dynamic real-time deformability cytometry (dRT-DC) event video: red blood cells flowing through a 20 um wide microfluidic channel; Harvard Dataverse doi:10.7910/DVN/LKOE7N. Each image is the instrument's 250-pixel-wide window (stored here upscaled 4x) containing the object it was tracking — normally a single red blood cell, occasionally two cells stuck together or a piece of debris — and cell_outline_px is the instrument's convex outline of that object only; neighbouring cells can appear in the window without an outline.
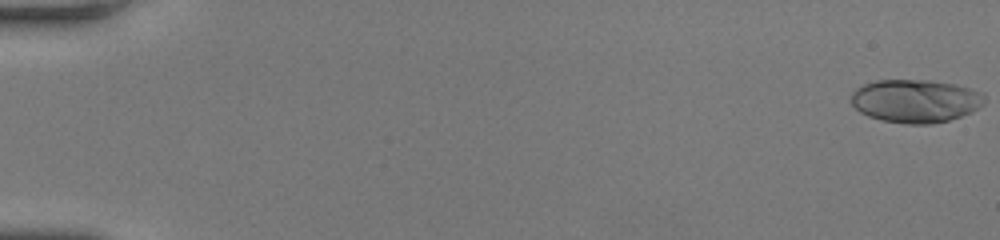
{"species": "human", "species_latin": "Homo sapiens", "temperature_condition": "room temperature", "stored_images_in_passage": 58, "camera_frame_rate_fps": 3000, "um_per_image_px": 0.085, "donor": {"sex": "female"}, "frame": {"image": 1, "passage_image": 1, "time_ms": 0.0, "image_size_px": [1000, 240], "cell_outline_px": [[984, 104], [972, 112], [948, 120], [932, 124], [904, 124], [884, 120], [868, 116], [860, 112], [852, 104], [852, 92], [856, 88], [864, 84], [876, 80], [928, 80], [956, 84], [968, 88], [984, 96]], "centroid_in_image_um": [77.79, 8.58], "position_along_channel_um": 7.2, "area_um2": 33.35}}
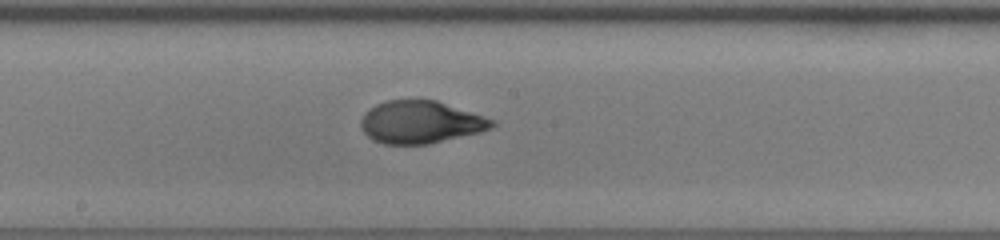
{"frame": {"image": 2, "passage_image": 33, "time_ms": 10.667, "image_size_px": [1000, 240], "cell_outline_px": [[496, 124], [492, 128], [480, 132], [428, 144], [384, 144], [372, 140], [360, 128], [360, 120], [364, 112], [368, 108], [376, 104], [388, 100], [436, 100], [496, 120]], "centroid_in_image_um": [35.73, 10.38], "position_along_channel_um": 212.5, "area_um2": 32.6}}
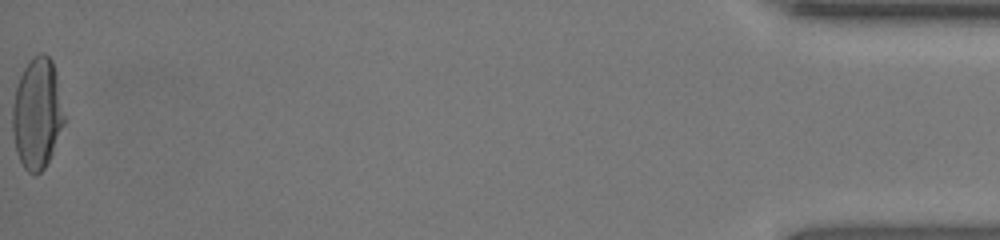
{"frame": {"image": 3, "passage_image": 58, "time_ms": 19.0, "image_size_px": [1000, 240], "cell_outline_px": [[64, 124], [52, 152], [44, 168], [36, 176], [28, 172], [24, 168], [16, 152], [12, 132], [12, 104], [16, 88], [20, 76], [24, 68], [40, 52], [48, 56], [52, 60], [56, 72], [64, 116]], "centroid_in_image_um": [3.14, 9.68], "position_along_channel_um": 432.1, "area_um2": 33.18}, "authors_computed_cell_mechanics": {"area_um2": 32.7437, "velocity_mm_per_s": 3.7751, "shape_relaxation_time_tau1_ms": 5.5413, "shape_relaxation_time_tau2_ms": null, "deformation_change_tau1": 0.2903, "deformation_change_tau2": null}}